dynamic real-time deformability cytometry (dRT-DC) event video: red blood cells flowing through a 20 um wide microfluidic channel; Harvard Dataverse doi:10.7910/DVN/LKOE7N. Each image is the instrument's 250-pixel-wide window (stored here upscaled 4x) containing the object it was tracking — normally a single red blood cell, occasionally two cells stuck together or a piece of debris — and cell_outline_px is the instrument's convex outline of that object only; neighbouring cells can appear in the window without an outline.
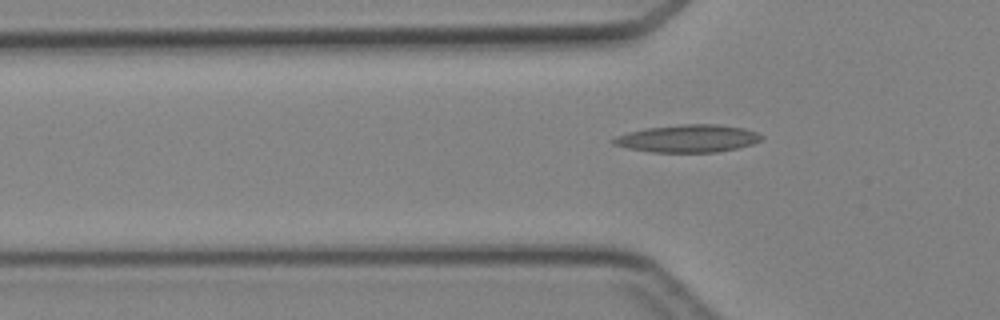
{"species": "Egyptian fruit bat (a non-hibernating species)", "species_latin": "Rousettus aegyptiacus", "temperature_condition": "cold", "stored_images_in_passage": 4, "camera_frame_rate_fps": 3000, "um_per_image_px": 0.085, "animal": {"sex": "female"}, "frame": {"image": 1, "passage_image": 4, "time_ms": 4.333, "image_size_px": [1000, 320], "cell_outline_px": [[764, 136], [760, 140], [752, 144], [736, 148], [716, 152], [652, 152], [628, 148], [612, 144], [608, 140], [616, 136], [628, 132], [644, 128], [680, 124], [716, 124], [744, 128], [756, 132]], "centroid_in_image_um": [58.42, 11.76], "position_along_channel_um": 67.4, "area_um2": 23.87}}